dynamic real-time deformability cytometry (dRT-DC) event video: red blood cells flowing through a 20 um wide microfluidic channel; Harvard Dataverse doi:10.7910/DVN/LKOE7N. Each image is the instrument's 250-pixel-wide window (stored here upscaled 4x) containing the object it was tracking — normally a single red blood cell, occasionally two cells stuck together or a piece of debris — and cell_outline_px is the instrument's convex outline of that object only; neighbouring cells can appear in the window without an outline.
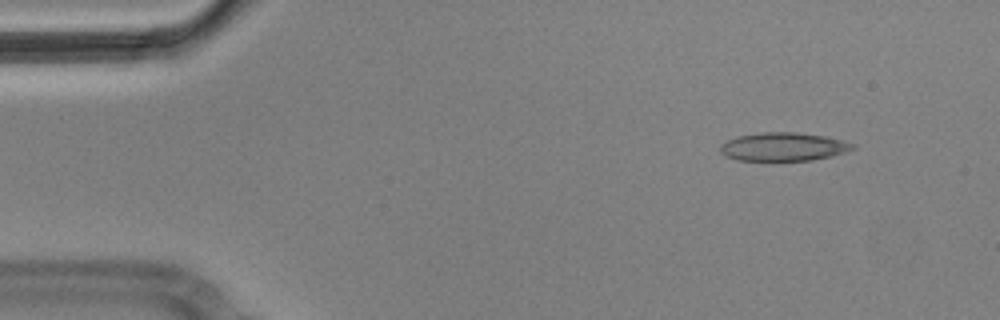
{"species": "Egyptian fruit bat (a non-hibernating species)", "species_latin": "Rousettus aegyptiacus", "temperature_condition": "cold", "stored_images_in_passage": 6, "segment_of_instrument_passage": [2, 2], "camera_frame_rate_fps": 3000, "um_per_image_px": 0.085, "animal": {"sex": "male"}, "frame": {"image": 1, "passage_image": 6, "time_ms": 1.667, "image_size_px": [1000, 320], "cell_outline_px": [[856, 148], [832, 156], [812, 160], [736, 160], [720, 152], [720, 144], [736, 136], [764, 132], [796, 132], [824, 136], [856, 144]], "centroid_in_image_um": [66.59, 12.47], "position_along_channel_um": 18.4, "area_um2": 21.79}}